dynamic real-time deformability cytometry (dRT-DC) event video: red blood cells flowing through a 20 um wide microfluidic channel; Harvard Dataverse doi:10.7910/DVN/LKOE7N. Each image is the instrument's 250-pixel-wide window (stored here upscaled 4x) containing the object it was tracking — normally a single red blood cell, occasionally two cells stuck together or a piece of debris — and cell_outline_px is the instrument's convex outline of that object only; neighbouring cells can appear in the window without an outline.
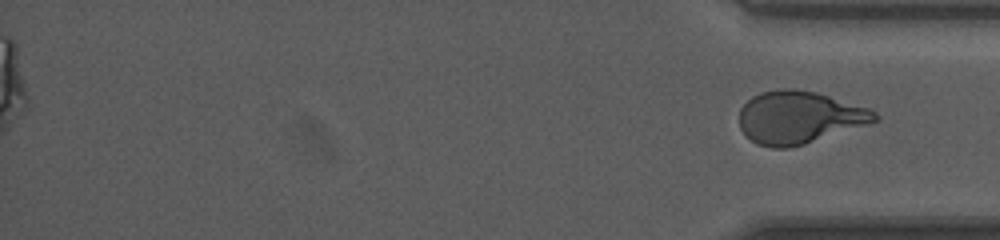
{"species": "human", "species_latin": "Homo sapiens", "temperature_condition": "room temperature", "stored_images_in_passage": 35, "segment_of_instrument_passage": [2, 2], "camera_frame_rate_fps": 3000, "um_per_image_px": 0.085, "donor": {"sex": "female"}, "frame": {"image": 1, "passage_image": 35, "time_ms": 11.333, "image_size_px": [1000, 240], "cell_outline_px": [[880, 120], [804, 144], [788, 148], [772, 148], [756, 144], [740, 128], [740, 108], [752, 96], [760, 92], [780, 88], [792, 88], [816, 92], [868, 108], [876, 112], [880, 116]], "centroid_in_image_um": [67.92, 9.97], "position_along_channel_um": 367.3, "area_um2": 41.33}}